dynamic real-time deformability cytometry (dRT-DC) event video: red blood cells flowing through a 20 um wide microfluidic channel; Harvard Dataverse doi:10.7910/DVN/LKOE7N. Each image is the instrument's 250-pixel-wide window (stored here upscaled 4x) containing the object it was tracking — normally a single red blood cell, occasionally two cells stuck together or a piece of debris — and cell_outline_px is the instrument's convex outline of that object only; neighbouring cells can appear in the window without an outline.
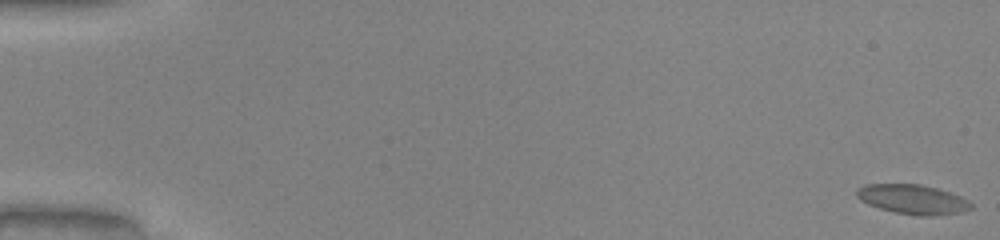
{"species": "common noctule bat (a hibernating species)", "species_latin": "Nyctalus noctula", "temperature_condition": "warm", "stored_images_in_passage": 51, "camera_frame_rate_fps": 3000, "um_per_image_px": 0.085, "animal": {"sex": "male", "body_mass_g": 20.0, "forearm_length_mm": 53.3}, "frame": {"image": 1, "passage_image": 1, "time_ms": 0.0, "image_size_px": [1000, 240], "cell_outline_px": [[972, 208], [960, 212], [932, 216], [920, 216], [896, 212], [880, 208], [868, 204], [860, 200], [856, 196], [856, 192], [864, 184], [920, 184], [936, 188], [960, 196], [968, 200], [972, 204]], "centroid_in_image_um": [77.58, 16.94], "position_along_channel_um": 7.4, "area_um2": 19.48}}
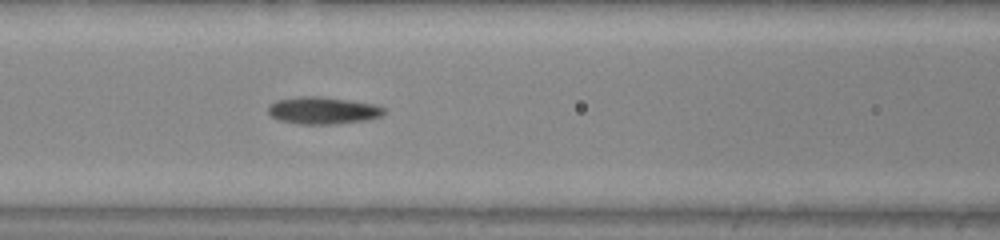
{"frame": {"image": 2, "passage_image": 23, "time_ms": 7.333, "image_size_px": [1000, 240], "cell_outline_px": [[388, 112], [384, 116], [368, 120], [336, 124], [296, 124], [280, 120], [272, 116], [268, 112], [268, 104], [276, 100], [300, 96], [320, 96], [376, 104], [384, 108]], "centroid_in_image_um": [27.49, 9.39], "position_along_channel_um": 139.1, "area_um2": 18.67}}
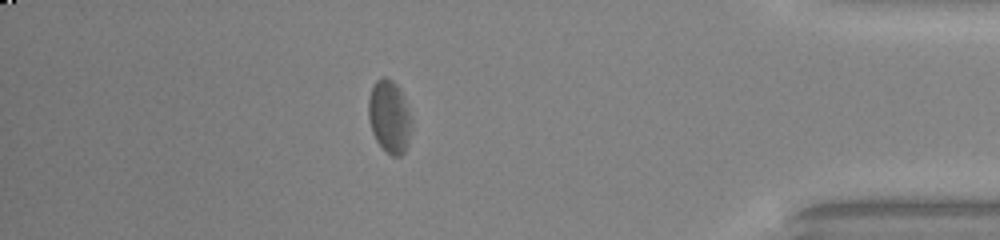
{"frame": {"image": 3, "passage_image": 45, "time_ms": 14.667, "image_size_px": [1000, 240], "cell_outline_px": [[412, 128], [408, 144], [404, 152], [400, 156], [392, 156], [376, 140], [372, 132], [368, 116], [368, 100], [372, 88], [376, 80], [384, 76], [392, 80], [400, 88], [412, 120]], "centroid_in_image_um": [33.11, 9.91], "position_along_channel_um": 402.1, "area_um2": 18.26}, "authors_computed_cell_mechanics": {"area_um2": 18.207, "velocity_mm_per_s": 4.0719, "shape_relaxation_time_tau1_ms": 4.0389, "shape_relaxation_time_tau2_ms": 4.7715, "deformation_change_tau1": 0.1431, "deformation_change_tau2": 0.0851}}